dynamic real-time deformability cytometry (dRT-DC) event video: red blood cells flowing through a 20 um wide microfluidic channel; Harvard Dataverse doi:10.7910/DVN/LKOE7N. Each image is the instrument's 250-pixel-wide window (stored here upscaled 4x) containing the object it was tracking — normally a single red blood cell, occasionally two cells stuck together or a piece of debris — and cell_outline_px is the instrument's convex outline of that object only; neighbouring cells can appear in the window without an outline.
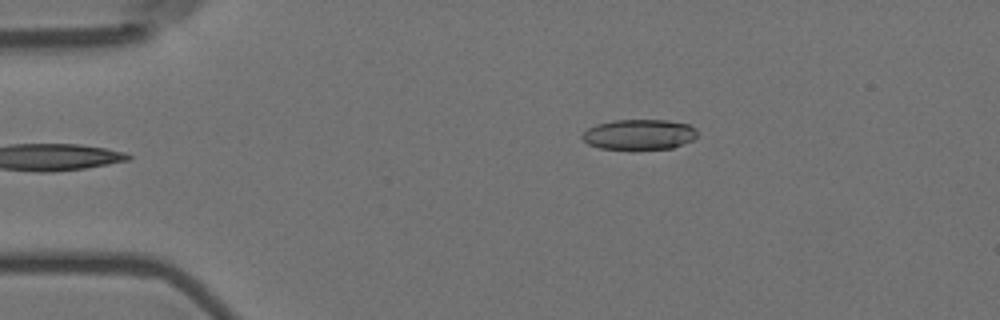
{"species": "Egyptian fruit bat (a non-hibernating species)", "species_latin": "Rousettus aegyptiacus", "temperature_condition": "room temperature", "stored_images_in_passage": 5, "camera_frame_rate_fps": 3000, "um_per_image_px": 0.085, "animal": {"sex": "female"}, "frame": {"image": 1, "passage_image": 5, "time_ms": 1.333, "image_size_px": [1000, 320], "cell_outline_px": [[696, 136], [692, 140], [672, 148], [600, 148], [588, 144], [580, 136], [588, 128], [596, 124], [612, 120], [668, 120], [688, 124], [696, 128]], "centroid_in_image_um": [54.32, 11.41], "position_along_channel_um": 30.7, "area_um2": 20.06}}